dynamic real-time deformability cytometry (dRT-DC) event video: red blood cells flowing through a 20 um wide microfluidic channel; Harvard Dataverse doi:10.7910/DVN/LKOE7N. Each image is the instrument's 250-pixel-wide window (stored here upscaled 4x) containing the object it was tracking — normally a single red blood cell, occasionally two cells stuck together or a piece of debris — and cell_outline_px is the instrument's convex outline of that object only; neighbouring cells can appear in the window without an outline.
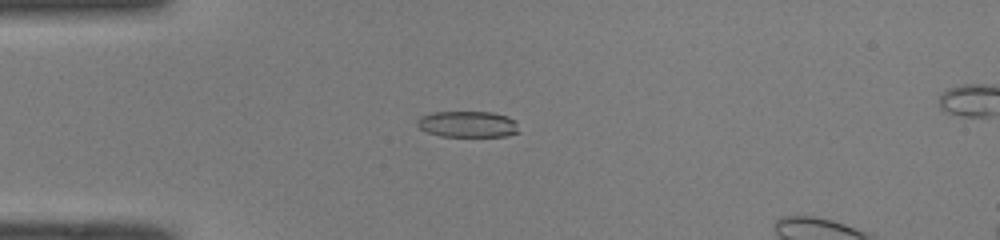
{"species": "common noctule bat (a hibernating species)", "species_latin": "Nyctalus noctula", "temperature_condition": "room temperature", "stored_images_in_passage": 24, "camera_frame_rate_fps": 3000, "um_per_image_px": 0.085, "animal": {"sex": "male", "body_mass_g": 19.0, "forearm_length_mm": 50.8}, "frame": {"image": 1, "passage_image": 3, "time_ms": 0.667, "image_size_px": [1000, 240], "cell_outline_px": [[520, 132], [508, 136], [440, 136], [428, 132], [420, 128], [416, 124], [416, 120], [420, 116], [432, 112], [492, 112], [508, 116], [516, 120]], "centroid_in_image_um": [39.78, 10.55], "position_along_channel_um": 45.2, "area_um2": 15.72}}
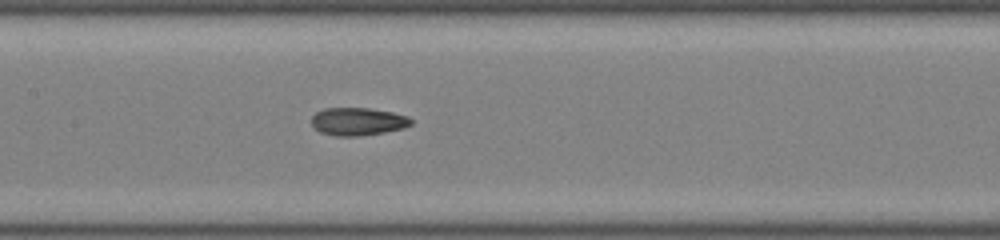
{"frame": {"image": 2, "passage_image": 14, "time_ms": 4.333, "image_size_px": [1000, 240], "cell_outline_px": [[412, 124], [404, 128], [384, 132], [360, 136], [336, 136], [320, 132], [312, 124], [312, 116], [316, 112], [324, 108], [368, 108], [392, 112], [408, 116], [412, 120]], "centroid_in_image_um": [30.43, 10.33], "position_along_channel_um": 177.0, "area_um2": 16.13}}
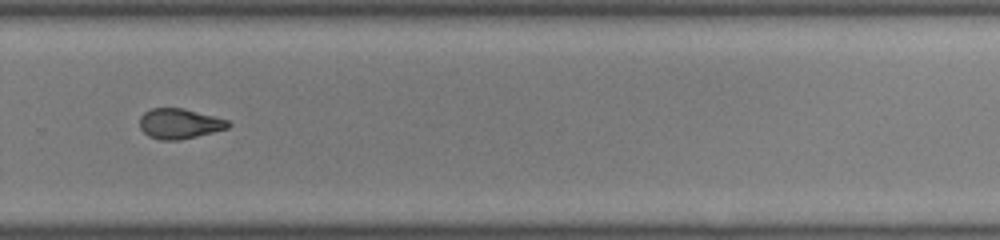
{"frame": {"image": 3, "passage_image": 24, "time_ms": 7.667, "image_size_px": [1000, 240], "cell_outline_px": [[232, 124], [228, 128], [180, 140], [160, 140], [148, 136], [140, 128], [140, 116], [144, 112], [152, 108], [184, 108], [228, 120]], "centroid_in_image_um": [15.24, 10.51], "position_along_channel_um": 314.6, "area_um2": 15.55}}